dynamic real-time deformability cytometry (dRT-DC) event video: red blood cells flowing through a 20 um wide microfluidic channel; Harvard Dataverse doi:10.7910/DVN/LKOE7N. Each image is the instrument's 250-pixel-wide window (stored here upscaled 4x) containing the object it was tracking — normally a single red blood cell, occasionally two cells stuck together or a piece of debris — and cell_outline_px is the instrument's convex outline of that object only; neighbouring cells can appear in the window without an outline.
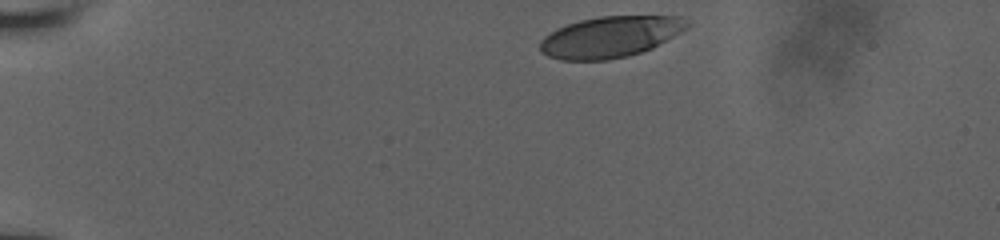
{"species": "human", "species_latin": "Homo sapiens", "temperature_condition": "room temperature", "stored_images_in_passage": 28, "camera_frame_rate_fps": 3000, "um_per_image_px": 0.085, "donor": {"sex": "male"}, "frame": {"image": 1, "passage_image": 1, "time_ms": 0.0, "image_size_px": [1000, 240], "cell_outline_px": [[692, 20], [688, 28], [652, 48], [628, 56], [608, 60], [560, 60], [548, 56], [540, 52], [540, 40], [544, 36], [556, 28], [580, 20], [600, 16], [680, 16]], "centroid_in_image_um": [51.88, 3.13], "position_along_channel_um": 33.1, "area_um2": 35.49}}
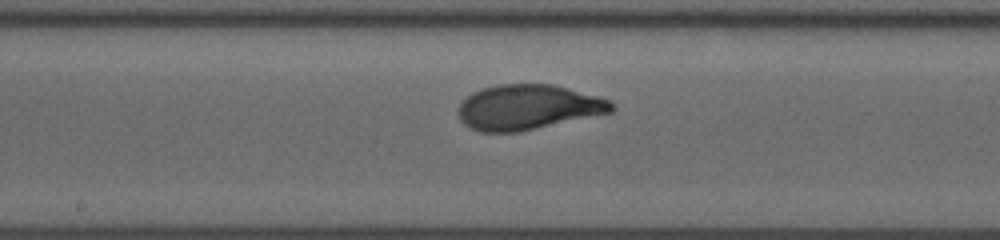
{"frame": {"image": 2, "passage_image": 16, "time_ms": 6.667, "image_size_px": [1000, 240], "cell_outline_px": [[616, 108], [612, 112], [516, 132], [480, 132], [464, 124], [460, 120], [456, 112], [456, 108], [472, 92], [484, 88], [500, 84], [552, 84], [596, 96], [608, 100], [616, 104]], "centroid_in_image_um": [44.85, 9.11], "position_along_channel_um": 203.4, "area_um2": 39.94}}
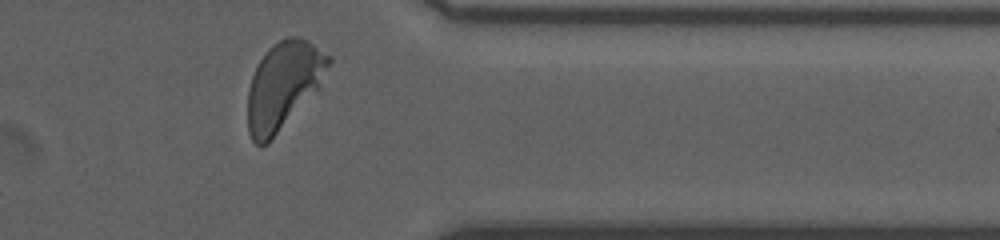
{"frame": {"image": 3, "passage_image": 28, "time_ms": 11.667, "image_size_px": [1000, 240], "cell_outline_px": [[332, 60], [316, 88], [268, 144], [260, 148], [252, 140], [248, 132], [248, 92], [252, 76], [260, 60], [268, 48], [272, 44], [288, 36], [296, 36], [308, 40], [332, 56]], "centroid_in_image_um": [24.06, 7.24], "position_along_channel_um": 387.3, "area_um2": 40.34}, "authors_computed_cell_mechanics": {"area_um2": 39.4774, "velocity_mm_per_s": 3.8211, "shape_relaxation_time_tau1_ms": 2.4636, "shape_relaxation_time_tau2_ms": null, "deformation_change_tau1": 0.1571, "deformation_change_tau2": null}}